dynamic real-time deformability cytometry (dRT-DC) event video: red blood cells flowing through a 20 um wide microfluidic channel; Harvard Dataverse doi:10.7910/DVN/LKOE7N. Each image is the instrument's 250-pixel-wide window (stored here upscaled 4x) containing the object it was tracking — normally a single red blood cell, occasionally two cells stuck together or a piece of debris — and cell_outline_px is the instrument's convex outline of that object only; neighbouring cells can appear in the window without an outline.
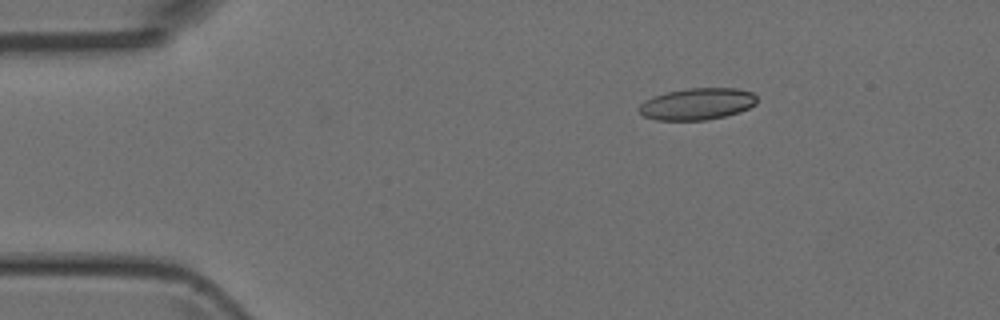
{"species": "Egyptian fruit bat (a non-hibernating species)", "species_latin": "Rousettus aegyptiacus", "temperature_condition": "room temperature", "stored_images_in_passage": 3, "camera_frame_rate_fps": 3000, "um_per_image_px": 0.085, "animal": {"sex": "female"}, "frame": {"image": 1, "passage_image": 1, "time_ms": 0.0, "image_size_px": [1000, 320], "cell_outline_px": [[756, 104], [740, 112], [708, 120], [656, 120], [644, 116], [636, 108], [644, 100], [652, 96], [668, 92], [688, 88], [736, 88], [752, 92], [756, 96]], "centroid_in_image_um": [59.24, 8.83], "position_along_channel_um": 25.8, "area_um2": 21.91}}